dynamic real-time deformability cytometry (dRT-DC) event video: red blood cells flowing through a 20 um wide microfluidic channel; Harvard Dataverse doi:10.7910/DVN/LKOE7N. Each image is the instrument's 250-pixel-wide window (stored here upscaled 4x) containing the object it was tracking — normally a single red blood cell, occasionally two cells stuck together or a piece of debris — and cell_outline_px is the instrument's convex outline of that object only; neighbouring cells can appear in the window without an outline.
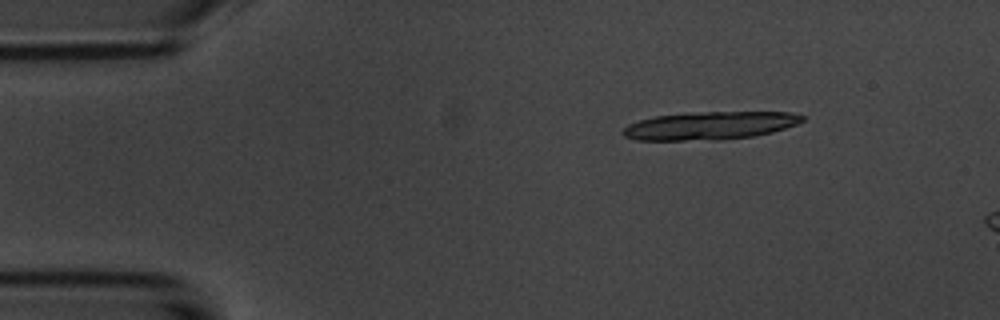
{"species": "common noctule bat (a hibernating species)", "species_latin": "Nyctalus noctula", "temperature_condition": "room temperature", "stored_images_in_passage": 6, "camera_frame_rate_fps": 3000, "um_per_image_px": 0.085, "animal": {"sex": "male", "body_mass_g": 20.1, "forearm_length_mm": 53.5}, "frame": {"image": 1, "passage_image": 2, "time_ms": 1.333, "image_size_px": [1000, 320], "cell_outline_px": [[804, 120], [796, 124], [772, 132], [752, 136], [724, 140], [636, 140], [624, 136], [620, 132], [628, 124], [640, 120], [656, 116], [684, 112], [792, 112], [804, 116]], "centroid_in_image_um": [60.31, 10.68], "position_along_channel_um": 24.7, "area_um2": 29.42}}